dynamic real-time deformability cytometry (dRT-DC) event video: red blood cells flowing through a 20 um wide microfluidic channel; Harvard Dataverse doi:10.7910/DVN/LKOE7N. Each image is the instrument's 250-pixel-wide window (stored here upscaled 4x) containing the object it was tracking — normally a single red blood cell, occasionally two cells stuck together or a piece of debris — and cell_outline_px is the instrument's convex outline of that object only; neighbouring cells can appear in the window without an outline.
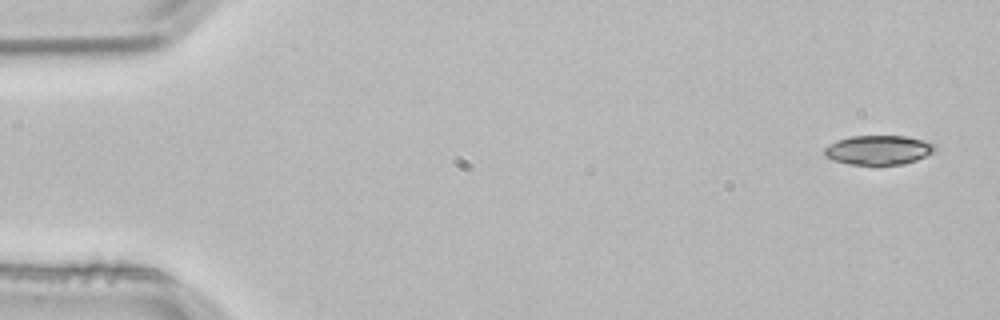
{"species": "common noctule bat (a hibernating species)", "species_latin": "Nyctalus noctula", "temperature_condition": "room temperature", "stored_images_in_passage": 3, "camera_frame_rate_fps": 3000, "um_per_image_px": 0.085, "animal": {"sex": "male", "body_mass_g": 21.5, "forearm_length_mm": 52.0}, "frame": {"image": 1, "passage_image": 1, "time_ms": 0.0, "image_size_px": [1000, 320], "cell_outline_px": [[936, 148], [932, 152], [916, 160], [904, 164], [876, 168], [848, 164], [832, 160], [824, 156], [824, 148], [828, 144], [836, 140], [852, 136], [904, 136], [924, 140], [936, 144]], "centroid_in_image_um": [74.63, 12.79], "position_along_channel_um": 10.4, "area_um2": 19.71}}
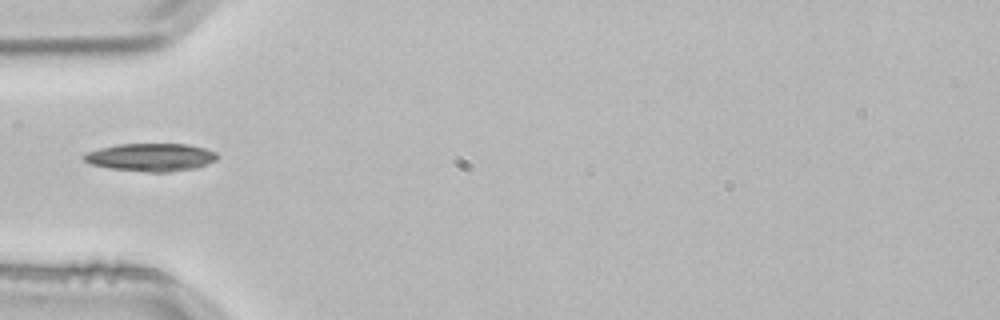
{"frame": {"image": 2, "passage_image": 3, "time_ms": 0.667, "image_size_px": [1000, 320], "cell_outline_px": [[220, 156], [216, 160], [196, 168], [168, 172], [148, 172], [108, 168], [92, 164], [84, 160], [80, 156], [84, 152], [116, 144], [188, 144], [204, 148], [216, 152]], "centroid_in_image_um": [12.81, 13.36], "position_along_channel_um": 72.2, "area_um2": 21.85}}